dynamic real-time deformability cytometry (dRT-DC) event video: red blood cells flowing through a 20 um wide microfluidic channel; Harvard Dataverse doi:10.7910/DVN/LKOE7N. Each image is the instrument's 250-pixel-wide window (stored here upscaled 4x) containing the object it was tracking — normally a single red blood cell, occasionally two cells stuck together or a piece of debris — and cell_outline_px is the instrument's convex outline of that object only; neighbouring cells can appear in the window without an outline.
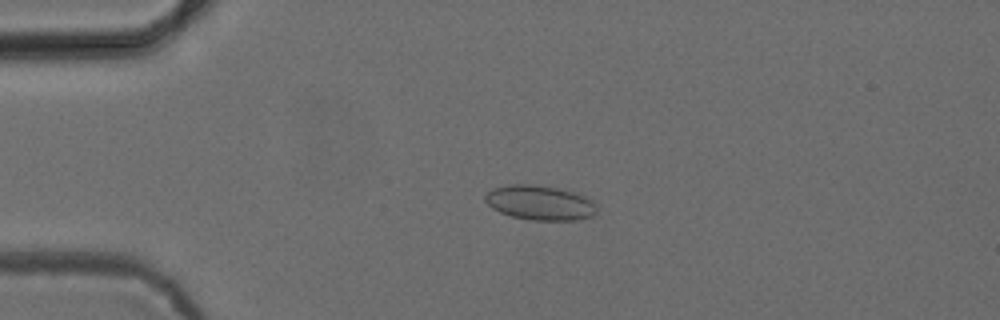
{"species": "common noctule bat (a hibernating species)", "species_latin": "Nyctalus noctula", "temperature_condition": "cold", "stored_images_in_passage": 53, "camera_frame_rate_fps": 3000, "um_per_image_px": 0.085, "animal": {"sex": "female", "body_mass_g": 24.6, "forearm_length_mm": 56.2}, "frame": {"image": 1, "passage_image": 13, "time_ms": 4.0, "image_size_px": [1000, 320], "cell_outline_px": [[596, 212], [592, 216], [576, 220], [532, 220], [512, 216], [500, 212], [492, 208], [484, 200], [484, 196], [492, 188], [512, 184], [532, 184], [556, 188], [572, 192], [584, 196], [592, 200], [596, 204]], "centroid_in_image_um": [45.88, 17.23], "position_along_channel_um": 39.1, "area_um2": 22.43}}
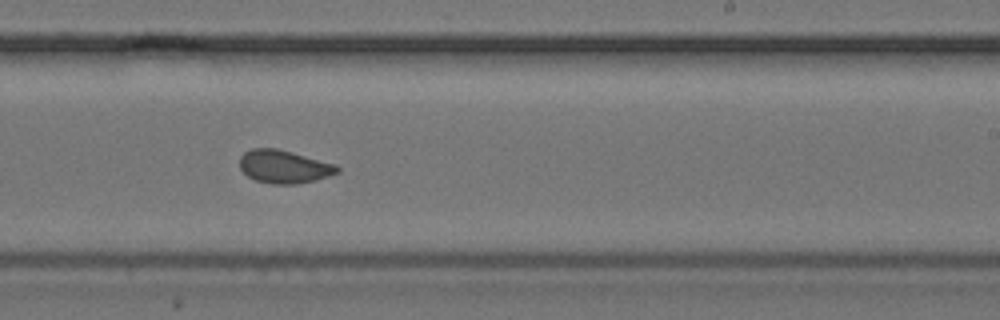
{"frame": {"image": 2, "passage_image": 33, "time_ms": 10.667, "image_size_px": [1000, 320], "cell_outline_px": [[340, 172], [316, 180], [296, 184], [272, 184], [256, 180], [248, 176], [240, 168], [240, 156], [244, 152], [252, 148], [276, 148], [292, 152], [336, 164], [340, 168]], "centroid_in_image_um": [24.15, 14.16], "position_along_channel_um": 264.8, "area_um2": 18.84}}
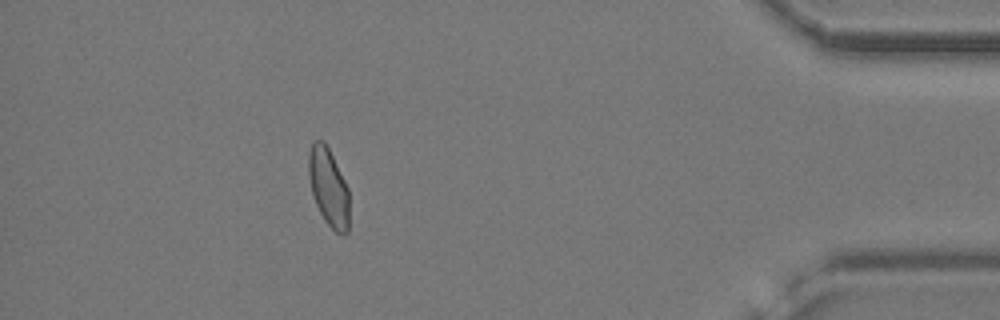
{"frame": {"image": 3, "passage_image": 48, "time_ms": 15.667, "image_size_px": [1000, 320], "cell_outline_px": [[348, 232], [344, 236], [340, 236], [324, 220], [312, 196], [308, 176], [308, 156], [312, 140], [324, 140], [348, 188]], "centroid_in_image_um": [27.9, 15.92], "position_along_channel_um": 407.3, "area_um2": 18.5}, "authors_computed_cell_mechanics": {"area_um2": 19.1896, "velocity_mm_per_s": 3.8781, "shape_relaxation_time_tau1_ms": null, "shape_relaxation_time_tau2_ms": 1.2155, "deformation_change_tau1": null, "deformation_change_tau2": 0.0539}}